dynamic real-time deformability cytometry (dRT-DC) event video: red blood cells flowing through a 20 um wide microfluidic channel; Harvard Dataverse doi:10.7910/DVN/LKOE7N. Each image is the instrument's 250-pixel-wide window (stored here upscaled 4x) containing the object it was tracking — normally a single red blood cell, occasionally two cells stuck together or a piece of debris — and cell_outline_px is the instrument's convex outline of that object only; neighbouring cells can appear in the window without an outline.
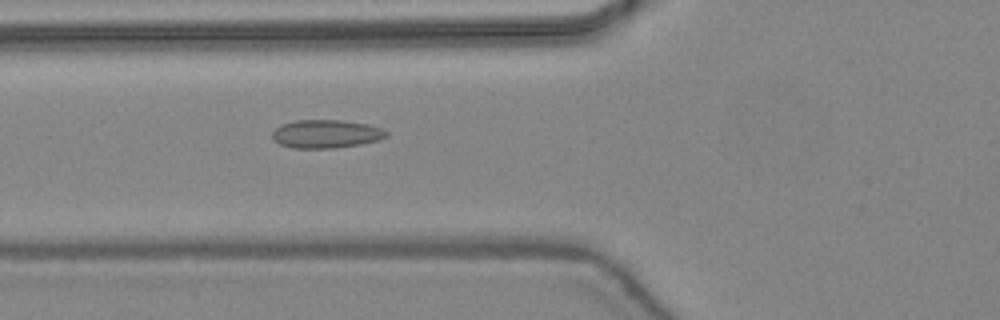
{"species": "common noctule bat (a hibernating species)", "species_latin": "Nyctalus noctula", "temperature_condition": "warm", "stored_images_in_passage": 47, "camera_frame_rate_fps": 3000, "um_per_image_px": 0.085, "animal": {"sex": "female", "body_mass_g": 24.6, "forearm_length_mm": 56.2}, "frame": {"image": 1, "passage_image": 19, "time_ms": 6.0, "image_size_px": [1000, 320], "cell_outline_px": [[388, 136], [380, 140], [360, 144], [332, 148], [292, 148], [280, 144], [272, 140], [272, 132], [280, 124], [296, 120], [344, 120], [368, 124], [380, 128], [388, 132]], "centroid_in_image_um": [27.7, 11.38], "position_along_channel_um": 98.1, "area_um2": 18.96}}
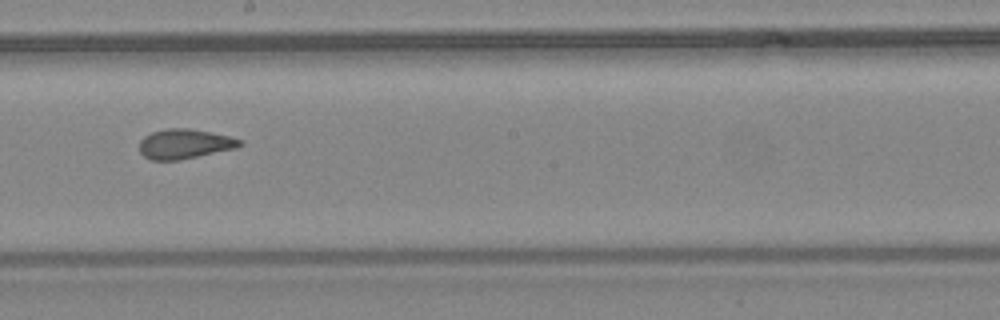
{"frame": {"image": 2, "passage_image": 28, "time_ms": 9.0, "image_size_px": [1000, 320], "cell_outline_px": [[244, 144], [236, 148], [180, 160], [152, 160], [144, 156], [140, 152], [140, 140], [144, 136], [152, 132], [168, 128], [188, 128], [228, 136], [244, 140]], "centroid_in_image_um": [15.7, 12.23], "position_along_channel_um": 232.5, "area_um2": 17.34}}
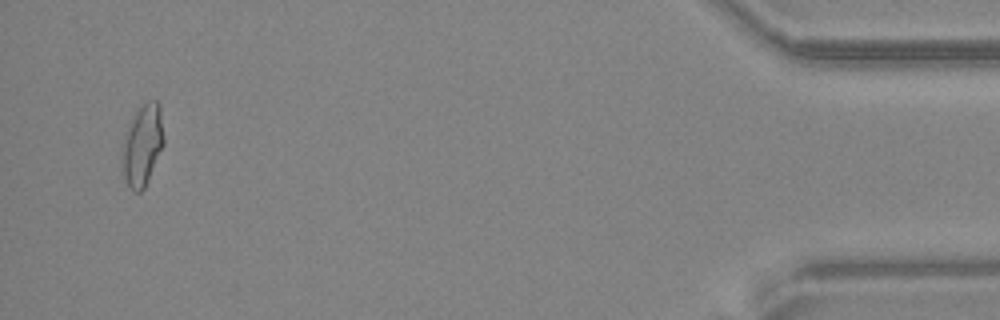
{"frame": {"image": 3, "passage_image": 46, "time_ms": 15.0, "image_size_px": [1000, 320], "cell_outline_px": [[164, 144], [144, 188], [140, 192], [132, 192], [120, 168], [124, 148], [128, 132], [132, 120], [136, 112], [148, 100], [156, 100], [160, 104], [164, 136]], "centroid_in_image_um": [12.14, 12.36], "position_along_channel_um": 423.1, "area_um2": 19.19}, "authors_computed_cell_mechanics": {"area_um2": 18.4382, "velocity_mm_per_s": 4.4564, "shape_relaxation_time_tau1_ms": null, "shape_relaxation_time_tau2_ms": 1.1582, "deformation_change_tau1": null, "deformation_change_tau2": 0.0709}}